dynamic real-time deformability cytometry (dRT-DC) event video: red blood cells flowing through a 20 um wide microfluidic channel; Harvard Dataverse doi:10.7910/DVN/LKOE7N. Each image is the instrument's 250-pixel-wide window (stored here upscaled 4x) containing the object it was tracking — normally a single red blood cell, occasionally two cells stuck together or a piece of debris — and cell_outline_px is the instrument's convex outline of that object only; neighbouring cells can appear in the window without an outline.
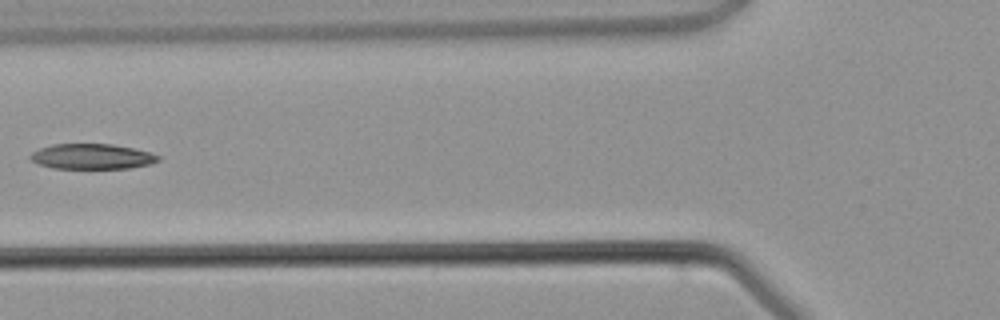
{"species": "common noctule bat (a hibernating species)", "species_latin": "Nyctalus noctula", "temperature_condition": "warm", "stored_images_in_passage": 3, "camera_frame_rate_fps": 3000, "um_per_image_px": 0.085, "animal": {"sex": "male", "body_mass_g": 21.5, "forearm_length_mm": 52.0}, "frame": {"image": 1, "passage_image": 3, "time_ms": 2.333, "image_size_px": [1000, 320], "cell_outline_px": [[160, 160], [152, 164], [128, 168], [52, 168], [40, 164], [32, 160], [28, 156], [32, 152], [40, 148], [52, 144], [112, 144], [132, 148], [148, 152], [160, 156]], "centroid_in_image_um": [7.82, 13.3], "position_along_channel_um": 118.0, "area_um2": 18.73}}